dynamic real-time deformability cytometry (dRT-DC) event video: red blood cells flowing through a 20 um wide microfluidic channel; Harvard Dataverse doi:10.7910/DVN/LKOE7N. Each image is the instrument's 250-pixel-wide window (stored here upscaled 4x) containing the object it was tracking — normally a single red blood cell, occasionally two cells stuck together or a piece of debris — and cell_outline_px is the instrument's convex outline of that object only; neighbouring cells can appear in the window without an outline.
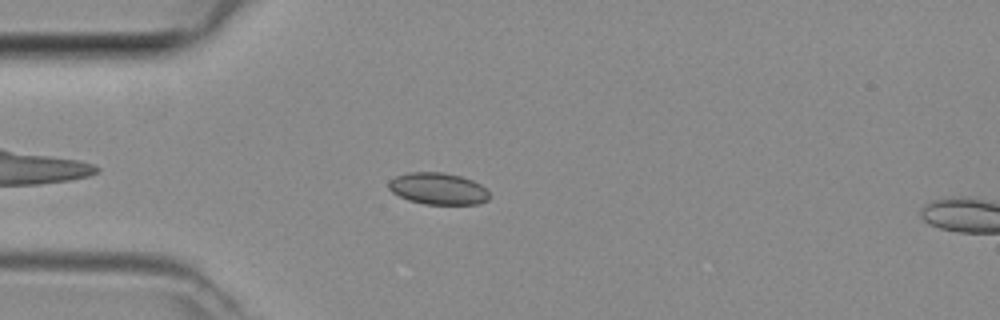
{"species": "common noctule bat (a hibernating species)", "species_latin": "Nyctalus noctula", "temperature_condition": "room temperature", "stored_images_in_passage": 5, "camera_frame_rate_fps": 3000, "um_per_image_px": 0.085, "animal": {"sex": "female", "body_mass_g": 29.2, "forearm_length_mm": 56.3}, "frame": {"image": 1, "passage_image": 4, "time_ms": 1.0, "image_size_px": [1000, 320], "cell_outline_px": [[488, 200], [480, 204], [424, 204], [408, 200], [392, 192], [388, 188], [388, 180], [396, 176], [408, 172], [444, 172], [460, 176], [472, 180], [480, 184], [488, 192]], "centroid_in_image_um": [37.21, 16.03], "position_along_channel_um": 47.8, "area_um2": 18.67}}